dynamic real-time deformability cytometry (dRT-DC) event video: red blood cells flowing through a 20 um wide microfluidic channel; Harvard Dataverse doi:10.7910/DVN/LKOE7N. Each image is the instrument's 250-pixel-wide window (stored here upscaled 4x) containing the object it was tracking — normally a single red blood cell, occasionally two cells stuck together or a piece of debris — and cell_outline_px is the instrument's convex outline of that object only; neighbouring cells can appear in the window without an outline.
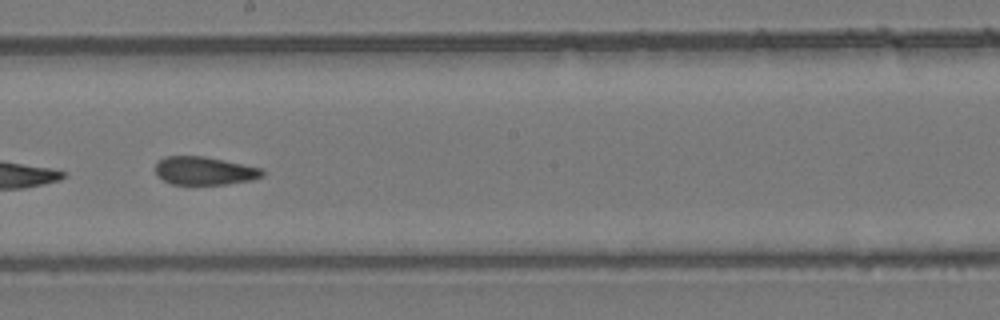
{"species": "common noctule bat (a hibernating species)", "species_latin": "Nyctalus noctula", "temperature_condition": "room temperature", "stored_images_in_passage": 9, "camera_frame_rate_fps": 3000, "um_per_image_px": 0.085, "animal": {"sex": "female", "body_mass_g": 24.6, "forearm_length_mm": 56.2}, "frame": {"image": 1, "passage_image": 8, "time_ms": 9.0, "image_size_px": [1000, 320], "cell_outline_px": [[264, 176], [252, 180], [224, 184], [172, 184], [156, 176], [156, 164], [160, 160], [168, 156], [204, 156], [264, 168]], "centroid_in_image_um": [17.41, 14.51], "position_along_channel_um": 230.8, "area_um2": 17.57}}
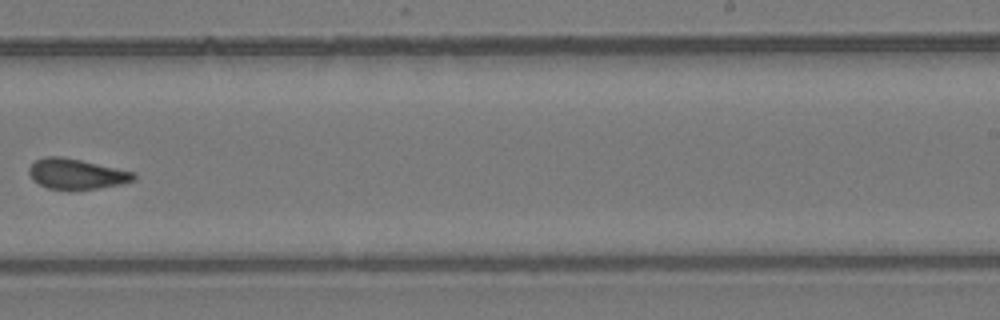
{"frame": {"image": 2, "passage_image": 9, "time_ms": 10.333, "image_size_px": [1000, 320], "cell_outline_px": [[136, 180], [120, 184], [96, 188], [48, 188], [32, 180], [28, 172], [28, 168], [36, 160], [44, 156], [60, 156], [80, 160], [136, 172]], "centroid_in_image_um": [6.5, 14.76], "position_along_channel_um": 282.5, "area_um2": 18.21}}